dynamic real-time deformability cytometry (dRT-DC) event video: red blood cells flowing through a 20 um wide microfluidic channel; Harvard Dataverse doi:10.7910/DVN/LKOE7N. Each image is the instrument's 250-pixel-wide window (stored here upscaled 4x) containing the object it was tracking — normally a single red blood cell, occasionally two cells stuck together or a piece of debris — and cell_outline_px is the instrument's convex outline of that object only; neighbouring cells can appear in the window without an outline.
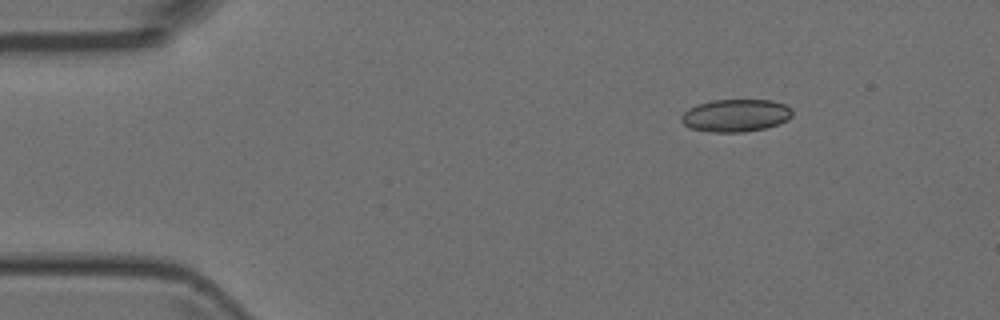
{"species": "Egyptian fruit bat (a non-hibernating species)", "species_latin": "Rousettus aegyptiacus", "temperature_condition": "room temperature", "stored_images_in_passage": 6, "camera_frame_rate_fps": 3000, "um_per_image_px": 0.085, "animal": {"sex": "female"}, "frame": {"image": 1, "passage_image": 2, "time_ms": 0.333, "image_size_px": [1000, 320], "cell_outline_px": [[792, 116], [788, 120], [764, 128], [744, 132], [708, 132], [692, 128], [684, 124], [680, 120], [680, 116], [688, 108], [696, 104], [712, 100], [772, 100], [784, 104], [792, 108]], "centroid_in_image_um": [62.52, 9.81], "position_along_channel_um": 22.5, "area_um2": 21.15}}
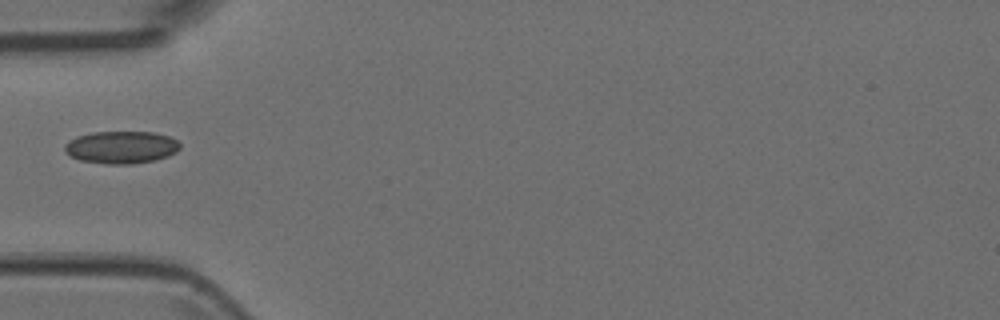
{"frame": {"image": 2, "passage_image": 5, "time_ms": 1.333, "image_size_px": [1000, 320], "cell_outline_px": [[180, 148], [176, 152], [168, 156], [156, 160], [132, 164], [104, 164], [80, 160], [64, 152], [64, 144], [76, 136], [92, 132], [152, 132], [168, 136], [176, 140], [180, 144]], "centroid_in_image_um": [10.29, 12.52], "position_along_channel_um": 74.7, "area_um2": 21.91}}
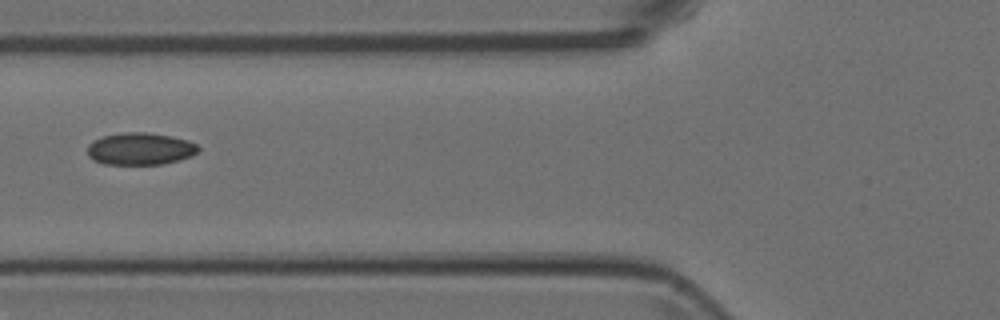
{"frame": {"image": 3, "passage_image": 6, "time_ms": 1.667, "image_size_px": [1000, 320], "cell_outline_px": [[200, 148], [192, 156], [180, 160], [164, 164], [104, 164], [92, 160], [88, 156], [88, 144], [92, 140], [104, 136], [124, 132], [148, 132], [188, 140], [196, 144]], "centroid_in_image_um": [11.9, 12.65], "position_along_channel_um": 113.9, "area_um2": 20.87}}